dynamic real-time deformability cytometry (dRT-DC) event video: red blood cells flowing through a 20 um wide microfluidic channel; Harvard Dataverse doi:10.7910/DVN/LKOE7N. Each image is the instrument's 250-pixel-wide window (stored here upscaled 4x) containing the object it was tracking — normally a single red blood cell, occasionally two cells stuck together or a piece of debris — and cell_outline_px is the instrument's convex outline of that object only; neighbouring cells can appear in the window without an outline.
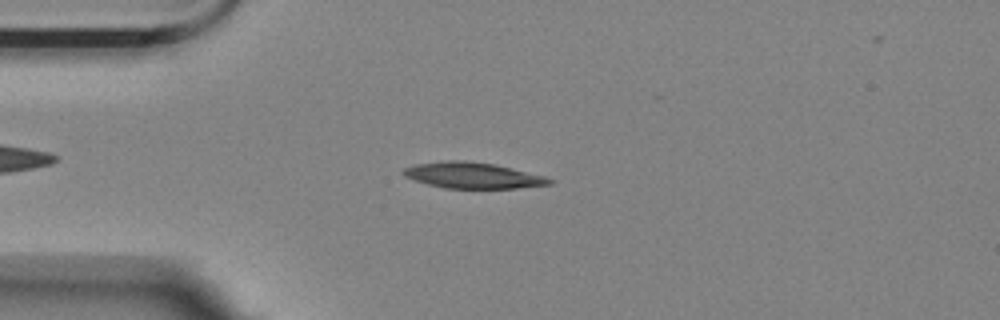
{"species": "Egyptian fruit bat (a non-hibernating species)", "species_latin": "Rousettus aegyptiacus", "temperature_condition": "room temperature", "stored_images_in_passage": 5, "camera_frame_rate_fps": 3000, "um_per_image_px": 0.085, "animal": {"sex": "female"}, "frame": {"image": 1, "passage_image": 3, "time_ms": 0.667, "image_size_px": [1000, 320], "cell_outline_px": [[556, 180], [552, 184], [516, 188], [444, 188], [428, 184], [404, 176], [400, 172], [404, 168], [416, 164], [448, 160], [464, 160], [492, 164], [544, 176]], "centroid_in_image_um": [40.17, 14.91], "position_along_channel_um": 44.8, "area_um2": 21.85}}
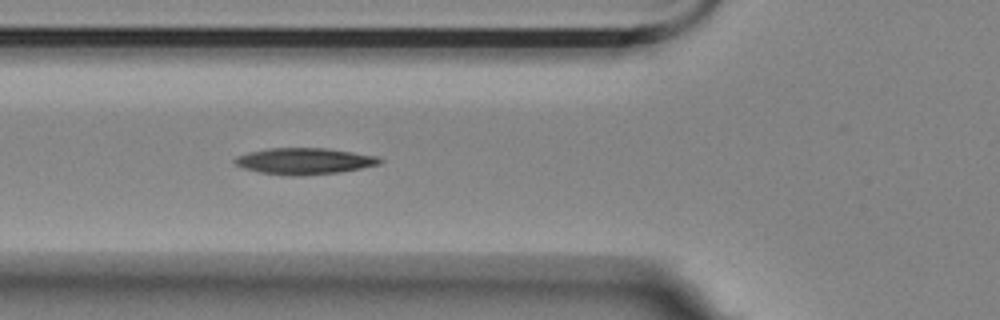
{"frame": {"image": 2, "passage_image": 5, "time_ms": 1.333, "image_size_px": [1000, 320], "cell_outline_px": [[384, 160], [380, 164], [340, 172], [304, 176], [292, 176], [260, 172], [244, 168], [236, 164], [232, 160], [236, 156], [248, 152], [268, 148], [328, 148], [376, 156]], "centroid_in_image_um": [25.86, 13.69], "position_along_channel_um": 99.9, "area_um2": 22.31}}